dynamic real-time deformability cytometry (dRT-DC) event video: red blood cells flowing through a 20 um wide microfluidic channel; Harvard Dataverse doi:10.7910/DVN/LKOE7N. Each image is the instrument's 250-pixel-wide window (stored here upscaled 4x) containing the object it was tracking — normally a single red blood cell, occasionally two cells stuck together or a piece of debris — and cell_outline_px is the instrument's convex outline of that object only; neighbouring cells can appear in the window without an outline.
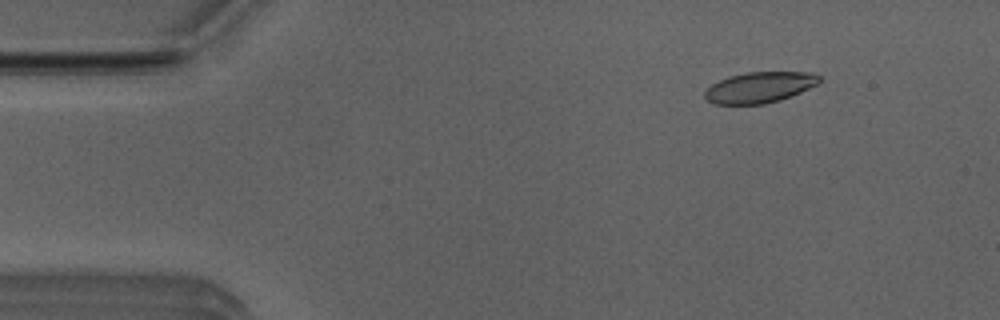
{"species": "Egyptian fruit bat (a non-hibernating species)", "species_latin": "Rousettus aegyptiacus", "temperature_condition": "room temperature", "stored_images_in_passage": 52, "camera_frame_rate_fps": 3000, "um_per_image_px": 0.085, "animal": {"sex": "male"}, "frame": {"image": 1, "passage_image": 6, "time_ms": 1.667, "image_size_px": [1000, 320], "cell_outline_px": [[820, 80], [816, 84], [800, 92], [780, 100], [764, 104], [712, 104], [704, 96], [704, 92], [712, 84], [728, 76], [748, 72], [812, 72], [820, 76]], "centroid_in_image_um": [64.54, 7.42], "position_along_channel_um": 20.5, "area_um2": 20.46}}
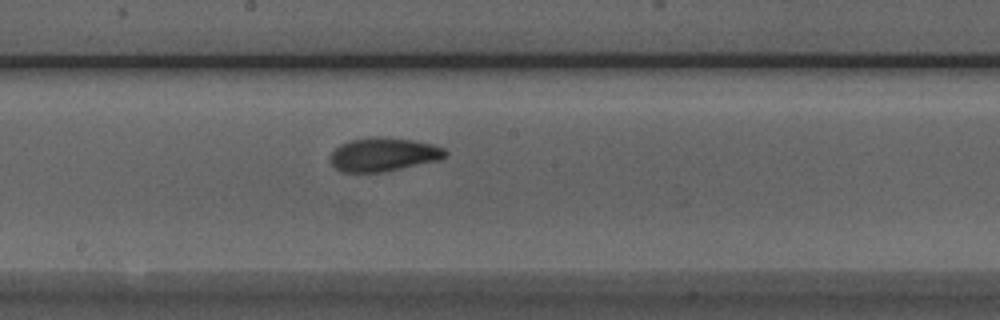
{"frame": {"image": 2, "passage_image": 27, "time_ms": 8.667, "image_size_px": [1000, 320], "cell_outline_px": [[448, 152], [440, 160], [380, 172], [340, 172], [332, 164], [332, 152], [340, 144], [352, 140], [372, 136], [388, 136], [412, 140], [432, 144], [444, 148]], "centroid_in_image_um": [32.61, 13.11], "position_along_channel_um": 215.6, "area_um2": 22.43}}
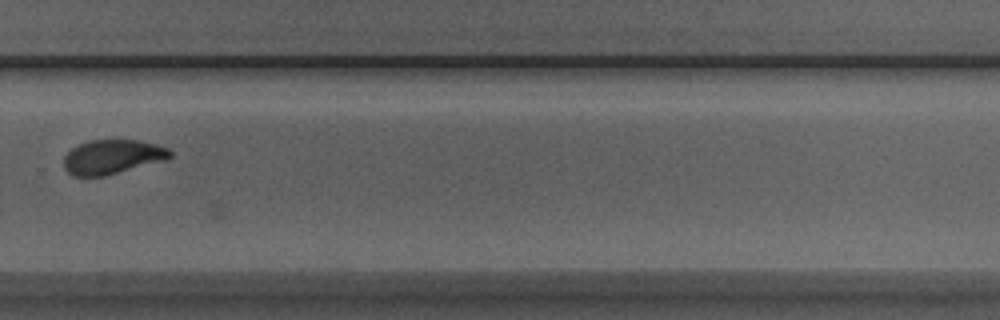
{"frame": {"image": 3, "passage_image": 35, "time_ms": 11.333, "image_size_px": [1000, 320], "cell_outline_px": [[172, 156], [164, 160], [104, 176], [72, 176], [64, 168], [64, 156], [72, 148], [88, 140], [140, 140], [156, 144], [168, 148], [172, 152]], "centroid_in_image_um": [9.54, 13.32], "position_along_channel_um": 320.3, "area_um2": 21.15}}